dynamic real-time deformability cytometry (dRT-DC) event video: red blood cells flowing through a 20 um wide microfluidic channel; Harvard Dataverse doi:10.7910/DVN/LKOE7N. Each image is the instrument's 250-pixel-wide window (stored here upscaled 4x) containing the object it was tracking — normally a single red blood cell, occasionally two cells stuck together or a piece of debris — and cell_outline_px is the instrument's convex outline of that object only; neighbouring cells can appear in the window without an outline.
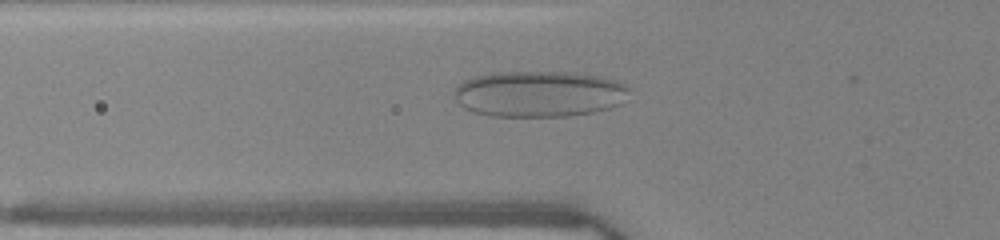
{"species": "human", "species_latin": "Homo sapiens", "temperature_condition": "warm", "stored_images_in_passage": 37, "camera_frame_rate_fps": 3000, "um_per_image_px": 0.085, "donor": {"sex": "female"}, "frame": {"image": 1, "passage_image": 6, "time_ms": 1.667, "image_size_px": [1000, 240], "cell_outline_px": [[632, 88], [620, 104], [608, 108], [592, 112], [568, 116], [492, 116], [472, 112], [464, 108], [456, 100], [456, 84], [472, 76], [492, 72], [572, 72], [596, 76], [616, 80]], "centroid_in_image_um": [45.8, 7.97], "position_along_channel_um": 80.0, "area_um2": 47.16}}
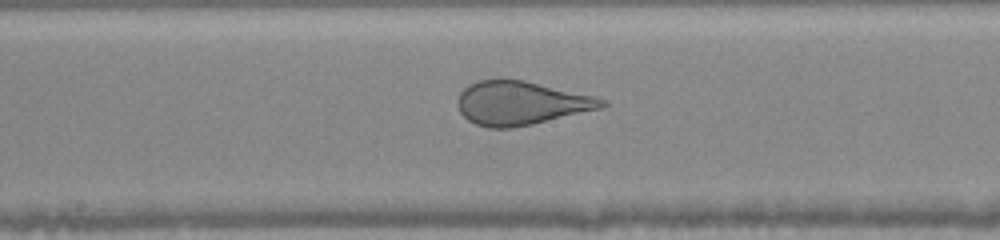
{"frame": {"image": 2, "passage_image": 15, "time_ms": 4.667, "image_size_px": [1000, 240], "cell_outline_px": [[608, 104], [600, 108], [532, 124], [512, 128], [488, 128], [476, 124], [468, 120], [460, 112], [456, 104], [456, 100], [460, 92], [468, 84], [480, 80], [524, 80], [592, 96], [604, 100]], "centroid_in_image_um": [44.2, 8.77], "position_along_channel_um": 204.0, "area_um2": 36.24}}
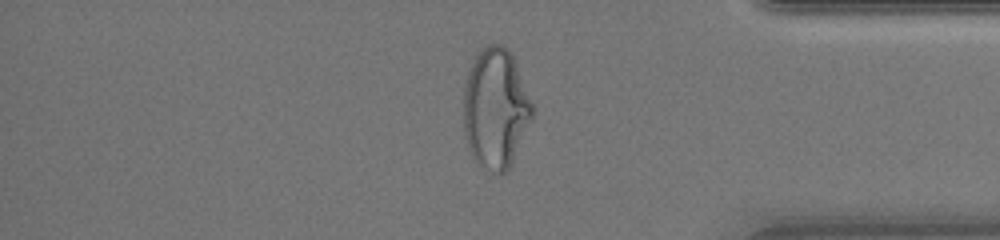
{"frame": {"image": 3, "passage_image": 30, "time_ms": 9.667, "image_size_px": [1000, 240], "cell_outline_px": [[536, 108], [508, 172], [500, 176], [476, 160], [468, 148], [464, 136], [464, 88], [468, 72], [476, 56], [488, 44], [504, 44], [512, 52]], "centroid_in_image_um": [42.16, 9.2], "position_along_channel_um": 393.0, "area_um2": 48.44}}